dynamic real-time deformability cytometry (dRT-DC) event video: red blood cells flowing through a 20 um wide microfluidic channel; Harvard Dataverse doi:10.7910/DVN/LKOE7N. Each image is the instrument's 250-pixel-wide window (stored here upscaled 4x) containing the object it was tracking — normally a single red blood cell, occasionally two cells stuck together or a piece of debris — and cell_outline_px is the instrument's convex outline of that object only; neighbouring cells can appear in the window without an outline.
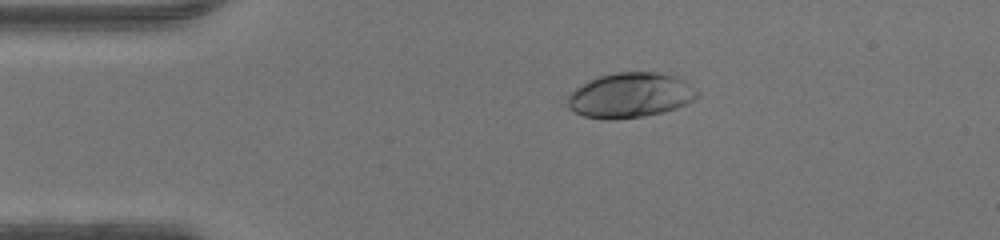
{"species": "human", "species_latin": "Homo sapiens", "temperature_condition": "warm", "stored_images_in_passage": 47, "camera_frame_rate_fps": 3000, "um_per_image_px": 0.085, "donor": {"sex": "male"}, "frame": {"image": 1, "passage_image": 9, "time_ms": 2.667, "image_size_px": [1000, 240], "cell_outline_px": [[700, 96], [688, 104], [664, 112], [644, 116], [608, 120], [584, 116], [568, 108], [564, 104], [560, 96], [588, 80], [600, 76], [616, 72], [656, 72], [676, 76], [692, 84], [700, 92]], "centroid_in_image_um": [53.52, 8.09], "position_along_channel_um": 31.5, "area_um2": 34.97}}
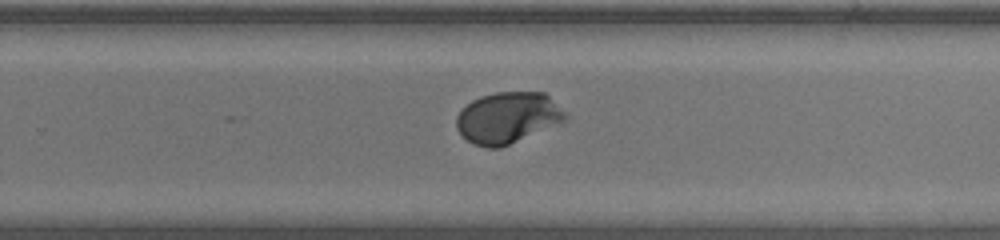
{"frame": {"image": 2, "passage_image": 30, "time_ms": 9.667, "image_size_px": [1000, 240], "cell_outline_px": [[568, 120], [500, 148], [484, 148], [472, 144], [456, 128], [456, 116], [472, 100], [480, 96], [496, 92], [544, 92], [568, 112]], "centroid_in_image_um": [43.19, 10.01], "position_along_channel_um": 286.6, "area_um2": 32.71}}
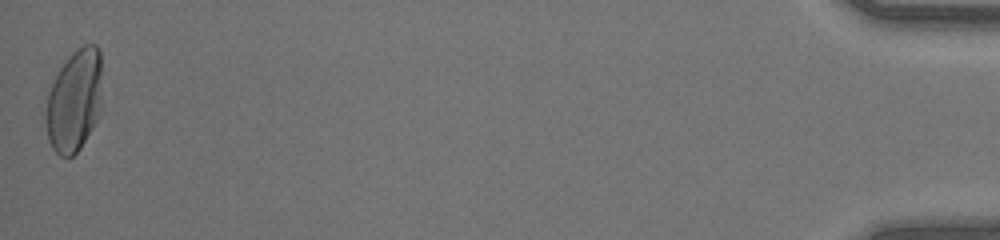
{"frame": {"image": 3, "passage_image": 47, "time_ms": 15.333, "image_size_px": [1000, 240], "cell_outline_px": [[100, 72], [96, 120], [92, 128], [80, 148], [72, 156], [60, 156], [52, 148], [48, 140], [44, 116], [48, 92], [60, 68], [72, 52], [76, 48], [84, 44], [96, 44], [100, 52]], "centroid_in_image_um": [6.25, 8.56], "position_along_channel_um": 428.9, "area_um2": 32.83}}